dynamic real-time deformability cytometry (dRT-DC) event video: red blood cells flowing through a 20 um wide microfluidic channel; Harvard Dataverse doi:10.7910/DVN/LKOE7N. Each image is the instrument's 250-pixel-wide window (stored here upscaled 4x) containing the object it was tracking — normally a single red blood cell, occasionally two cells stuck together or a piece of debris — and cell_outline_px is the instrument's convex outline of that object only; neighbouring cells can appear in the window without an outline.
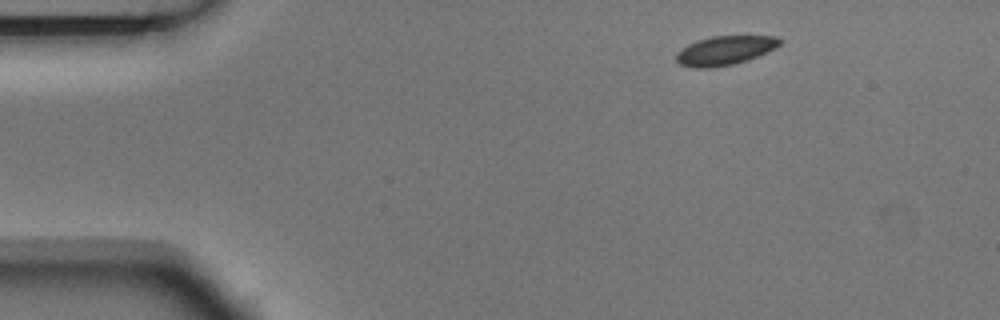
{"species": "Egyptian fruit bat (a non-hibernating species)", "species_latin": "Rousettus aegyptiacus", "temperature_condition": "room temperature", "stored_images_in_passage": 4, "camera_frame_rate_fps": 3000, "um_per_image_px": 0.085, "animal": {"sex": "male"}, "frame": {"image": 1, "passage_image": 1, "time_ms": 0.0, "image_size_px": [1000, 320], "cell_outline_px": [[780, 44], [776, 48], [748, 60], [736, 64], [708, 68], [696, 68], [680, 64], [676, 60], [676, 52], [688, 44], [696, 40], [712, 36], [776, 36], [780, 40]], "centroid_in_image_um": [61.6, 4.29], "position_along_channel_um": 23.4, "area_um2": 17.57}}
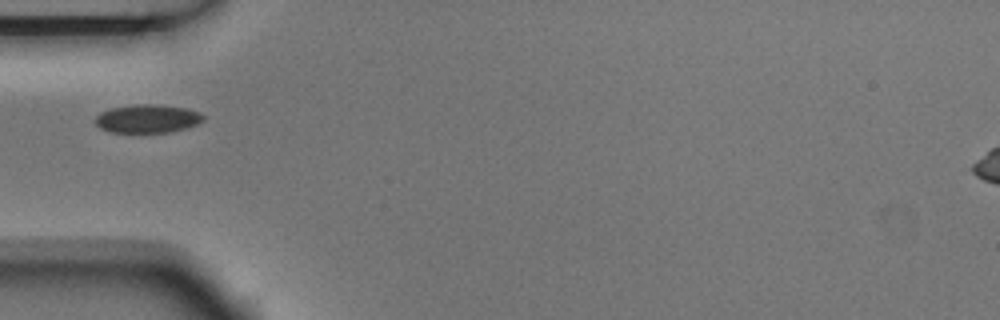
{"frame": {"image": 2, "passage_image": 4, "time_ms": 1.0, "image_size_px": [1000, 320], "cell_outline_px": [[204, 120], [196, 124], [172, 132], [108, 132], [100, 128], [96, 124], [96, 116], [100, 112], [112, 108], [132, 104], [156, 104], [188, 108], [200, 112], [204, 116]], "centroid_in_image_um": [12.54, 10.08], "position_along_channel_um": 72.5, "area_um2": 17.92}}